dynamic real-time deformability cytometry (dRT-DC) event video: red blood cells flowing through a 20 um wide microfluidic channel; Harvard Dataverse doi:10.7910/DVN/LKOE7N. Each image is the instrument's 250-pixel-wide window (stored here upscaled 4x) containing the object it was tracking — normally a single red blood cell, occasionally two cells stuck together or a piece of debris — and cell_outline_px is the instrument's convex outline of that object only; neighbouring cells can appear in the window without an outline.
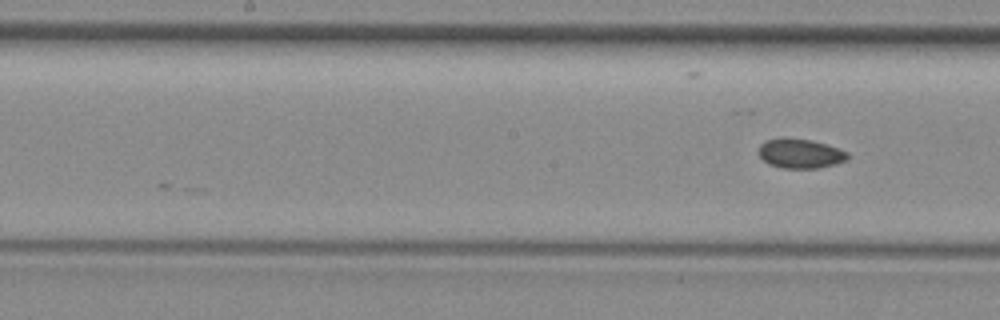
{"species": "common noctule bat (a hibernating species)", "species_latin": "Nyctalus noctula", "temperature_condition": "room temperature", "stored_images_in_passage": 5, "camera_frame_rate_fps": 3000, "um_per_image_px": 0.085, "animal": {"sex": "female", "body_mass_g": 29.2, "forearm_length_mm": 56.3}, "frame": {"image": 1, "passage_image": 5, "time_ms": 4.667, "image_size_px": [1000, 320], "cell_outline_px": [[848, 160], [836, 164], [820, 168], [784, 168], [768, 164], [760, 156], [760, 144], [768, 140], [808, 140], [824, 144], [848, 152]], "centroid_in_image_um": [68.07, 13.1], "position_along_channel_um": 180.1, "area_um2": 14.62}}